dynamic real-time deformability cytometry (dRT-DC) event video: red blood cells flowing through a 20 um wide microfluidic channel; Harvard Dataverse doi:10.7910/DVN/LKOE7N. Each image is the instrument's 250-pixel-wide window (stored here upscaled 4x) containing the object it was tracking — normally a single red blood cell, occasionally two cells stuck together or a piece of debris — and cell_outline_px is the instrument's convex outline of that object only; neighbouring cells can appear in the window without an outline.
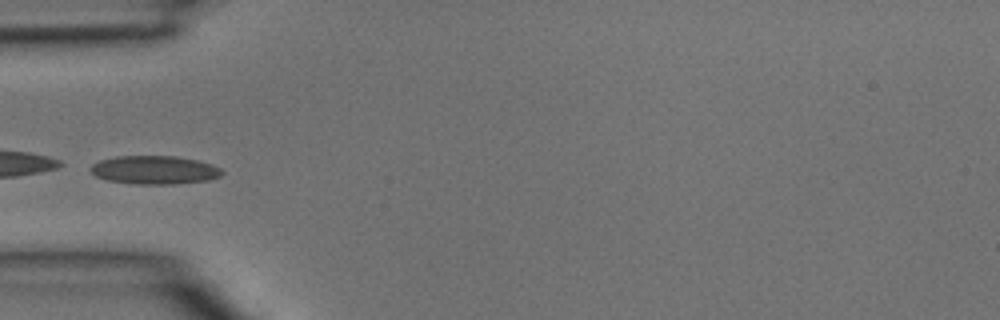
{"species": "common noctule bat (a hibernating species)", "species_latin": "Nyctalus noctula", "temperature_condition": "room temperature", "stored_images_in_passage": 5, "camera_frame_rate_fps": 3000, "um_per_image_px": 0.085, "animal": {"sex": "male", "body_mass_g": 15.6}, "frame": {"image": 1, "passage_image": 4, "time_ms": 1.0, "image_size_px": [1000, 320], "cell_outline_px": [[224, 172], [220, 176], [208, 180], [176, 184], [136, 184], [108, 180], [96, 176], [88, 168], [92, 164], [100, 160], [116, 156], [176, 156], [196, 160], [212, 164], [220, 168]], "centroid_in_image_um": [13.13, 14.44], "position_along_channel_um": 71.9, "area_um2": 21.79}}